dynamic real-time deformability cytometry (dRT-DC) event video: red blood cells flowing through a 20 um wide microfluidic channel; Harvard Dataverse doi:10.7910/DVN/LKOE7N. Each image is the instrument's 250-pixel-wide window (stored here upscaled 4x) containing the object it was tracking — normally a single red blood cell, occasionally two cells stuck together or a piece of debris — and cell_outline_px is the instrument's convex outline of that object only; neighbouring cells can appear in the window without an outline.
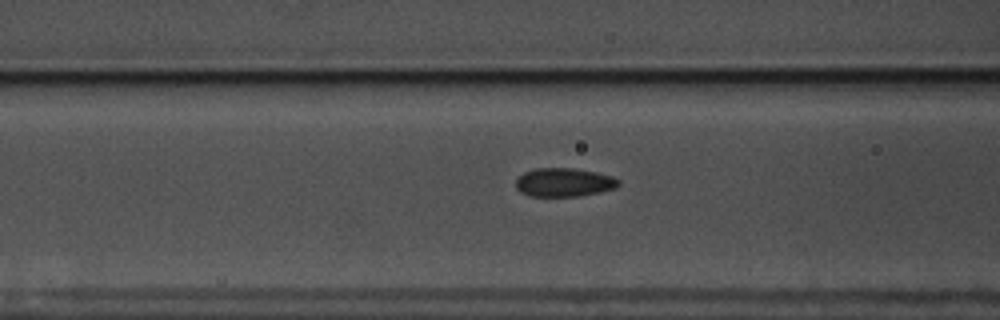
{"species": "common noctule bat (a hibernating species)", "species_latin": "Nyctalus noctula", "temperature_condition": "warm", "stored_images_in_passage": 47, "camera_frame_rate_fps": 3000, "um_per_image_px": 0.085, "animal": {"sex": "male", "body_mass_g": 17.5, "forearm_length_mm": 52.3}, "frame": {"image": 1, "passage_image": 24, "time_ms": 7.667, "image_size_px": [1000, 320], "cell_outline_px": [[620, 184], [616, 188], [600, 192], [580, 196], [532, 196], [520, 192], [516, 188], [516, 180], [524, 172], [536, 168], [572, 168], [596, 172], [612, 176], [620, 180]], "centroid_in_image_um": [47.96, 15.5], "position_along_channel_um": 118.6, "area_um2": 17.17}}
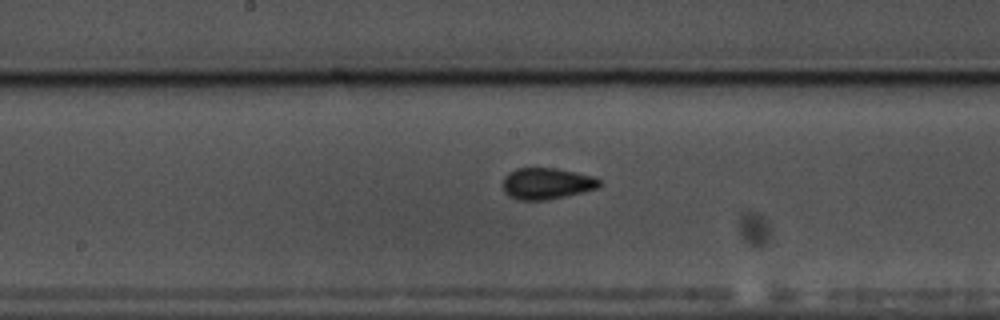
{"frame": {"image": 2, "passage_image": 31, "time_ms": 10.0, "image_size_px": [1000, 320], "cell_outline_px": [[600, 184], [596, 188], [548, 200], [520, 200], [508, 196], [504, 192], [504, 176], [508, 172], [516, 168], [556, 168], [596, 176], [600, 180]], "centroid_in_image_um": [46.45, 15.59], "position_along_channel_um": 201.8, "area_um2": 17.63}}
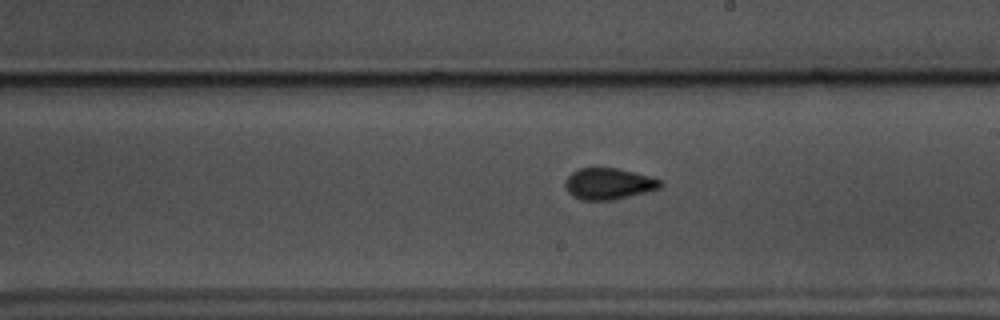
{"frame": {"image": 3, "passage_image": 34, "time_ms": 11.0, "image_size_px": [1000, 320], "cell_outline_px": [[664, 184], [660, 188], [612, 200], [580, 200], [572, 196], [568, 192], [564, 184], [568, 176], [572, 172], [580, 168], [616, 168], [648, 176], [660, 180]], "centroid_in_image_um": [51.69, 15.62], "position_along_channel_um": 237.3, "area_um2": 17.17}}